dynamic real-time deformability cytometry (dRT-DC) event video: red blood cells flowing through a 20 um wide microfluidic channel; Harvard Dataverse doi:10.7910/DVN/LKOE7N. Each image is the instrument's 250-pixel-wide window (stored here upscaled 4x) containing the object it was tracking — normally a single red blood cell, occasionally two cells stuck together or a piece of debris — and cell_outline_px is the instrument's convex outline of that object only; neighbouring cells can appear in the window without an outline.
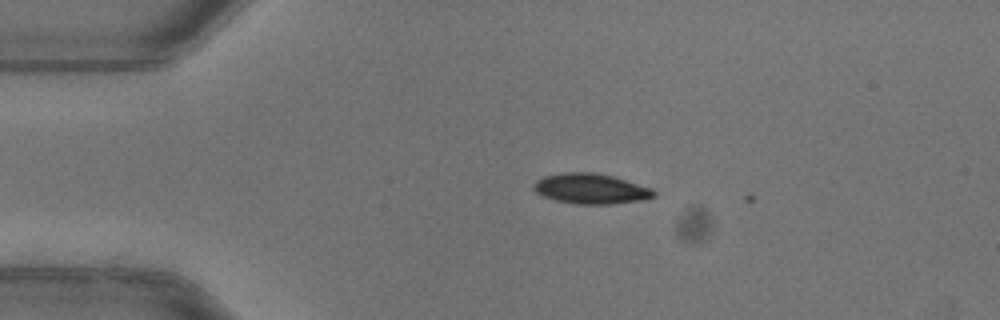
{"species": "common noctule bat (a hibernating species)", "species_latin": "Nyctalus noctula", "temperature_condition": "warm", "stored_images_in_passage": 2, "camera_frame_rate_fps": 3000, "um_per_image_px": 0.085, "animal": {"sex": "female"}, "frame": {"image": 1, "passage_image": 1, "time_ms": 0.0, "image_size_px": [1000, 320], "cell_outline_px": [[656, 196], [644, 200], [608, 204], [576, 204], [556, 200], [544, 196], [536, 192], [532, 188], [532, 184], [536, 180], [544, 176], [564, 172], [592, 172], [612, 176], [652, 188], [656, 192]], "centroid_in_image_um": [50.22, 16.04], "position_along_channel_um": 34.8, "area_um2": 21.21}}